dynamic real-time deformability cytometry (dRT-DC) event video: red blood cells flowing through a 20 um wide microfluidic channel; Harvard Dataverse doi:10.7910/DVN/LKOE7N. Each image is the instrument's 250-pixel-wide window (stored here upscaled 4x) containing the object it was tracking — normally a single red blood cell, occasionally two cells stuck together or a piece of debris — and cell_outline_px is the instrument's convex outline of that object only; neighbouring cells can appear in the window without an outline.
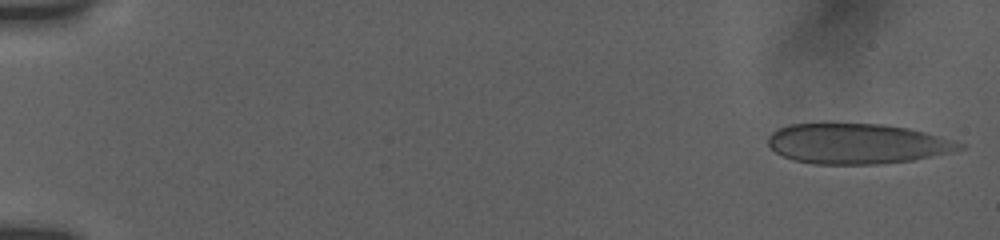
{"species": "human", "species_latin": "Homo sapiens", "temperature_condition": "room temperature", "stored_images_in_passage": 17, "camera_frame_rate_fps": 3000, "um_per_image_px": 0.085, "donor": {"sex": "female"}, "frame": {"image": 1, "passage_image": 1, "time_ms": 0.0, "image_size_px": [1000, 240], "cell_outline_px": [[964, 148], [912, 160], [880, 164], [816, 164], [796, 160], [784, 156], [776, 152], [768, 144], [768, 136], [772, 132], [780, 128], [792, 124], [824, 120], [828, 120], [884, 124], [908, 128], [924, 132], [964, 144]], "centroid_in_image_um": [72.76, 12.16], "position_along_channel_um": 12.2, "area_um2": 45.6}}
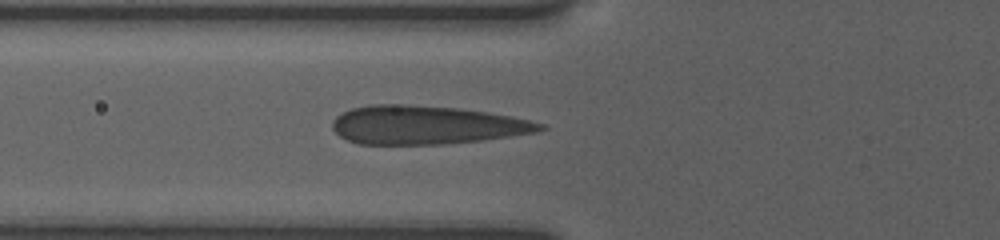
{"frame": {"image": 2, "passage_image": 12, "time_ms": 6.333, "image_size_px": [1000, 240], "cell_outline_px": [[548, 128], [536, 132], [484, 140], [444, 144], [360, 144], [348, 140], [340, 136], [332, 128], [332, 120], [340, 112], [352, 108], [368, 104], [408, 104], [460, 108], [488, 112], [528, 120], [544, 124]], "centroid_in_image_um": [36.2, 10.61], "position_along_channel_um": 89.6, "area_um2": 46.82}}
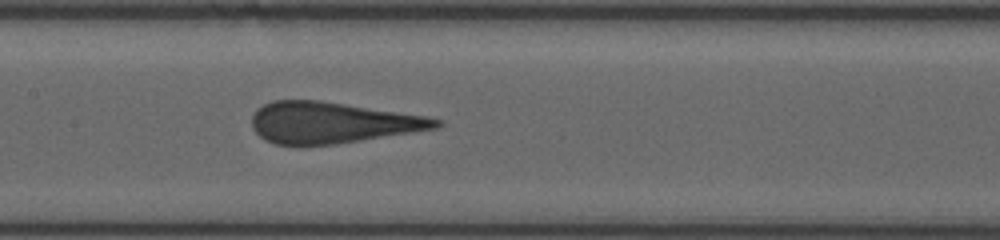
{"frame": {"image": 3, "passage_image": 15, "time_ms": 8.667, "image_size_px": [1000, 240], "cell_outline_px": [[444, 124], [436, 128], [412, 132], [360, 140], [332, 144], [276, 144], [264, 140], [252, 128], [252, 116], [256, 108], [272, 100], [320, 100], [424, 116], [444, 120]], "centroid_in_image_um": [28.18, 10.41], "position_along_channel_um": 179.2, "area_um2": 43.7}}